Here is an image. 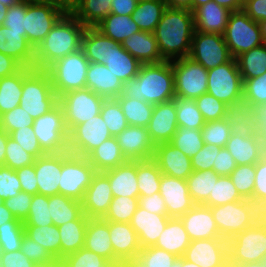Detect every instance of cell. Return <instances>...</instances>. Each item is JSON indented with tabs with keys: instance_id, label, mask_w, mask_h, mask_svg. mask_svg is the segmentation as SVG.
Wrapping results in <instances>:
<instances>
[{
	"instance_id": "cell-26",
	"label": "cell",
	"mask_w": 266,
	"mask_h": 267,
	"mask_svg": "<svg viewBox=\"0 0 266 267\" xmlns=\"http://www.w3.org/2000/svg\"><path fill=\"white\" fill-rule=\"evenodd\" d=\"M0 52L13 57L23 67L34 68L35 49L28 42L26 32L0 26Z\"/></svg>"
},
{
	"instance_id": "cell-21",
	"label": "cell",
	"mask_w": 266,
	"mask_h": 267,
	"mask_svg": "<svg viewBox=\"0 0 266 267\" xmlns=\"http://www.w3.org/2000/svg\"><path fill=\"white\" fill-rule=\"evenodd\" d=\"M146 128L154 145L170 142L178 128L175 100L155 104Z\"/></svg>"
},
{
	"instance_id": "cell-3",
	"label": "cell",
	"mask_w": 266,
	"mask_h": 267,
	"mask_svg": "<svg viewBox=\"0 0 266 267\" xmlns=\"http://www.w3.org/2000/svg\"><path fill=\"white\" fill-rule=\"evenodd\" d=\"M86 27L66 12L35 49L34 68L46 70L55 61L81 49Z\"/></svg>"
},
{
	"instance_id": "cell-76",
	"label": "cell",
	"mask_w": 266,
	"mask_h": 267,
	"mask_svg": "<svg viewBox=\"0 0 266 267\" xmlns=\"http://www.w3.org/2000/svg\"><path fill=\"white\" fill-rule=\"evenodd\" d=\"M253 21L266 19V0H244L242 9Z\"/></svg>"
},
{
	"instance_id": "cell-30",
	"label": "cell",
	"mask_w": 266,
	"mask_h": 267,
	"mask_svg": "<svg viewBox=\"0 0 266 267\" xmlns=\"http://www.w3.org/2000/svg\"><path fill=\"white\" fill-rule=\"evenodd\" d=\"M102 173L109 180L113 197L139 198L137 161H127Z\"/></svg>"
},
{
	"instance_id": "cell-53",
	"label": "cell",
	"mask_w": 266,
	"mask_h": 267,
	"mask_svg": "<svg viewBox=\"0 0 266 267\" xmlns=\"http://www.w3.org/2000/svg\"><path fill=\"white\" fill-rule=\"evenodd\" d=\"M240 200H243V198L238 193L230 177L220 176L203 205L215 207Z\"/></svg>"
},
{
	"instance_id": "cell-48",
	"label": "cell",
	"mask_w": 266,
	"mask_h": 267,
	"mask_svg": "<svg viewBox=\"0 0 266 267\" xmlns=\"http://www.w3.org/2000/svg\"><path fill=\"white\" fill-rule=\"evenodd\" d=\"M220 176L214 170L193 171L187 177L189 194L195 204H203Z\"/></svg>"
},
{
	"instance_id": "cell-37",
	"label": "cell",
	"mask_w": 266,
	"mask_h": 267,
	"mask_svg": "<svg viewBox=\"0 0 266 267\" xmlns=\"http://www.w3.org/2000/svg\"><path fill=\"white\" fill-rule=\"evenodd\" d=\"M88 217L83 213L77 220L59 226L60 260L84 247Z\"/></svg>"
},
{
	"instance_id": "cell-41",
	"label": "cell",
	"mask_w": 266,
	"mask_h": 267,
	"mask_svg": "<svg viewBox=\"0 0 266 267\" xmlns=\"http://www.w3.org/2000/svg\"><path fill=\"white\" fill-rule=\"evenodd\" d=\"M225 147L237 165L255 164L259 161L258 153L260 145L256 134L248 138L231 134Z\"/></svg>"
},
{
	"instance_id": "cell-22",
	"label": "cell",
	"mask_w": 266,
	"mask_h": 267,
	"mask_svg": "<svg viewBox=\"0 0 266 267\" xmlns=\"http://www.w3.org/2000/svg\"><path fill=\"white\" fill-rule=\"evenodd\" d=\"M190 240L223 238L219 234L211 208L195 204L184 215L179 217Z\"/></svg>"
},
{
	"instance_id": "cell-7",
	"label": "cell",
	"mask_w": 266,
	"mask_h": 267,
	"mask_svg": "<svg viewBox=\"0 0 266 267\" xmlns=\"http://www.w3.org/2000/svg\"><path fill=\"white\" fill-rule=\"evenodd\" d=\"M32 128L46 154L69 151V130L59 103L44 115L34 119Z\"/></svg>"
},
{
	"instance_id": "cell-38",
	"label": "cell",
	"mask_w": 266,
	"mask_h": 267,
	"mask_svg": "<svg viewBox=\"0 0 266 267\" xmlns=\"http://www.w3.org/2000/svg\"><path fill=\"white\" fill-rule=\"evenodd\" d=\"M81 48L90 62L105 65L110 55V37L105 36L96 27H86Z\"/></svg>"
},
{
	"instance_id": "cell-58",
	"label": "cell",
	"mask_w": 266,
	"mask_h": 267,
	"mask_svg": "<svg viewBox=\"0 0 266 267\" xmlns=\"http://www.w3.org/2000/svg\"><path fill=\"white\" fill-rule=\"evenodd\" d=\"M201 135L205 144L222 148L231 136L230 126L223 119L209 121L201 128Z\"/></svg>"
},
{
	"instance_id": "cell-55",
	"label": "cell",
	"mask_w": 266,
	"mask_h": 267,
	"mask_svg": "<svg viewBox=\"0 0 266 267\" xmlns=\"http://www.w3.org/2000/svg\"><path fill=\"white\" fill-rule=\"evenodd\" d=\"M138 207V198L117 196L112 198L108 212L103 217L106 221L130 223Z\"/></svg>"
},
{
	"instance_id": "cell-10",
	"label": "cell",
	"mask_w": 266,
	"mask_h": 267,
	"mask_svg": "<svg viewBox=\"0 0 266 267\" xmlns=\"http://www.w3.org/2000/svg\"><path fill=\"white\" fill-rule=\"evenodd\" d=\"M207 93L226 105L243 102V80L236 59L208 70Z\"/></svg>"
},
{
	"instance_id": "cell-74",
	"label": "cell",
	"mask_w": 266,
	"mask_h": 267,
	"mask_svg": "<svg viewBox=\"0 0 266 267\" xmlns=\"http://www.w3.org/2000/svg\"><path fill=\"white\" fill-rule=\"evenodd\" d=\"M138 205L151 213L168 215L165 201L159 192L150 196H139Z\"/></svg>"
},
{
	"instance_id": "cell-54",
	"label": "cell",
	"mask_w": 266,
	"mask_h": 267,
	"mask_svg": "<svg viewBox=\"0 0 266 267\" xmlns=\"http://www.w3.org/2000/svg\"><path fill=\"white\" fill-rule=\"evenodd\" d=\"M100 114L113 137H116L129 126L116 98L105 99L101 106Z\"/></svg>"
},
{
	"instance_id": "cell-4",
	"label": "cell",
	"mask_w": 266,
	"mask_h": 267,
	"mask_svg": "<svg viewBox=\"0 0 266 267\" xmlns=\"http://www.w3.org/2000/svg\"><path fill=\"white\" fill-rule=\"evenodd\" d=\"M59 103L46 70L23 67V87L20 107L37 119Z\"/></svg>"
},
{
	"instance_id": "cell-35",
	"label": "cell",
	"mask_w": 266,
	"mask_h": 267,
	"mask_svg": "<svg viewBox=\"0 0 266 267\" xmlns=\"http://www.w3.org/2000/svg\"><path fill=\"white\" fill-rule=\"evenodd\" d=\"M86 158L97 172H105L127 162L113 136L93 149Z\"/></svg>"
},
{
	"instance_id": "cell-63",
	"label": "cell",
	"mask_w": 266,
	"mask_h": 267,
	"mask_svg": "<svg viewBox=\"0 0 266 267\" xmlns=\"http://www.w3.org/2000/svg\"><path fill=\"white\" fill-rule=\"evenodd\" d=\"M195 102L206 122L221 120L226 114L227 105L209 93L196 98Z\"/></svg>"
},
{
	"instance_id": "cell-15",
	"label": "cell",
	"mask_w": 266,
	"mask_h": 267,
	"mask_svg": "<svg viewBox=\"0 0 266 267\" xmlns=\"http://www.w3.org/2000/svg\"><path fill=\"white\" fill-rule=\"evenodd\" d=\"M189 57L206 70L229 62L231 56L224 36L194 31Z\"/></svg>"
},
{
	"instance_id": "cell-62",
	"label": "cell",
	"mask_w": 266,
	"mask_h": 267,
	"mask_svg": "<svg viewBox=\"0 0 266 267\" xmlns=\"http://www.w3.org/2000/svg\"><path fill=\"white\" fill-rule=\"evenodd\" d=\"M108 260L85 247L69 254L58 262V267H101Z\"/></svg>"
},
{
	"instance_id": "cell-61",
	"label": "cell",
	"mask_w": 266,
	"mask_h": 267,
	"mask_svg": "<svg viewBox=\"0 0 266 267\" xmlns=\"http://www.w3.org/2000/svg\"><path fill=\"white\" fill-rule=\"evenodd\" d=\"M243 102L252 108L266 104V72L243 81Z\"/></svg>"
},
{
	"instance_id": "cell-70",
	"label": "cell",
	"mask_w": 266,
	"mask_h": 267,
	"mask_svg": "<svg viewBox=\"0 0 266 267\" xmlns=\"http://www.w3.org/2000/svg\"><path fill=\"white\" fill-rule=\"evenodd\" d=\"M237 164L226 147L215 146V160L212 170L219 176H229Z\"/></svg>"
},
{
	"instance_id": "cell-78",
	"label": "cell",
	"mask_w": 266,
	"mask_h": 267,
	"mask_svg": "<svg viewBox=\"0 0 266 267\" xmlns=\"http://www.w3.org/2000/svg\"><path fill=\"white\" fill-rule=\"evenodd\" d=\"M23 66L13 57L0 52V78L18 72Z\"/></svg>"
},
{
	"instance_id": "cell-64",
	"label": "cell",
	"mask_w": 266,
	"mask_h": 267,
	"mask_svg": "<svg viewBox=\"0 0 266 267\" xmlns=\"http://www.w3.org/2000/svg\"><path fill=\"white\" fill-rule=\"evenodd\" d=\"M35 159L36 158L32 154L26 152L19 143L8 137L4 166L17 170L24 166L34 164Z\"/></svg>"
},
{
	"instance_id": "cell-60",
	"label": "cell",
	"mask_w": 266,
	"mask_h": 267,
	"mask_svg": "<svg viewBox=\"0 0 266 267\" xmlns=\"http://www.w3.org/2000/svg\"><path fill=\"white\" fill-rule=\"evenodd\" d=\"M21 252L39 267H58V262L38 242L33 241L25 234L21 241Z\"/></svg>"
},
{
	"instance_id": "cell-6",
	"label": "cell",
	"mask_w": 266,
	"mask_h": 267,
	"mask_svg": "<svg viewBox=\"0 0 266 267\" xmlns=\"http://www.w3.org/2000/svg\"><path fill=\"white\" fill-rule=\"evenodd\" d=\"M96 172L86 157L62 152L59 194L81 202Z\"/></svg>"
},
{
	"instance_id": "cell-11",
	"label": "cell",
	"mask_w": 266,
	"mask_h": 267,
	"mask_svg": "<svg viewBox=\"0 0 266 267\" xmlns=\"http://www.w3.org/2000/svg\"><path fill=\"white\" fill-rule=\"evenodd\" d=\"M105 98L94 93L88 88L70 91L59 96L65 123L69 132L101 112Z\"/></svg>"
},
{
	"instance_id": "cell-34",
	"label": "cell",
	"mask_w": 266,
	"mask_h": 267,
	"mask_svg": "<svg viewBox=\"0 0 266 267\" xmlns=\"http://www.w3.org/2000/svg\"><path fill=\"white\" fill-rule=\"evenodd\" d=\"M191 240L180 218L171 217L160 234L155 247L182 257Z\"/></svg>"
},
{
	"instance_id": "cell-27",
	"label": "cell",
	"mask_w": 266,
	"mask_h": 267,
	"mask_svg": "<svg viewBox=\"0 0 266 267\" xmlns=\"http://www.w3.org/2000/svg\"><path fill=\"white\" fill-rule=\"evenodd\" d=\"M108 225L115 257L128 263L142 249L137 233L130 223L108 221Z\"/></svg>"
},
{
	"instance_id": "cell-8",
	"label": "cell",
	"mask_w": 266,
	"mask_h": 267,
	"mask_svg": "<svg viewBox=\"0 0 266 267\" xmlns=\"http://www.w3.org/2000/svg\"><path fill=\"white\" fill-rule=\"evenodd\" d=\"M223 36L234 59L264 43L259 23L253 21L243 10L230 14Z\"/></svg>"
},
{
	"instance_id": "cell-29",
	"label": "cell",
	"mask_w": 266,
	"mask_h": 267,
	"mask_svg": "<svg viewBox=\"0 0 266 267\" xmlns=\"http://www.w3.org/2000/svg\"><path fill=\"white\" fill-rule=\"evenodd\" d=\"M122 81L104 64L90 62L86 74V88L105 99L116 98L122 92Z\"/></svg>"
},
{
	"instance_id": "cell-5",
	"label": "cell",
	"mask_w": 266,
	"mask_h": 267,
	"mask_svg": "<svg viewBox=\"0 0 266 267\" xmlns=\"http://www.w3.org/2000/svg\"><path fill=\"white\" fill-rule=\"evenodd\" d=\"M89 63L81 48L55 61L46 69L58 97L70 91L86 88Z\"/></svg>"
},
{
	"instance_id": "cell-59",
	"label": "cell",
	"mask_w": 266,
	"mask_h": 267,
	"mask_svg": "<svg viewBox=\"0 0 266 267\" xmlns=\"http://www.w3.org/2000/svg\"><path fill=\"white\" fill-rule=\"evenodd\" d=\"M24 234V225L21 221H8L1 225L0 245L2 252L20 250Z\"/></svg>"
},
{
	"instance_id": "cell-17",
	"label": "cell",
	"mask_w": 266,
	"mask_h": 267,
	"mask_svg": "<svg viewBox=\"0 0 266 267\" xmlns=\"http://www.w3.org/2000/svg\"><path fill=\"white\" fill-rule=\"evenodd\" d=\"M182 257L200 267H229L228 242L224 238L193 240Z\"/></svg>"
},
{
	"instance_id": "cell-23",
	"label": "cell",
	"mask_w": 266,
	"mask_h": 267,
	"mask_svg": "<svg viewBox=\"0 0 266 267\" xmlns=\"http://www.w3.org/2000/svg\"><path fill=\"white\" fill-rule=\"evenodd\" d=\"M152 159L157 163L162 174L187 180L193 172L191 158L169 142L155 145Z\"/></svg>"
},
{
	"instance_id": "cell-46",
	"label": "cell",
	"mask_w": 266,
	"mask_h": 267,
	"mask_svg": "<svg viewBox=\"0 0 266 267\" xmlns=\"http://www.w3.org/2000/svg\"><path fill=\"white\" fill-rule=\"evenodd\" d=\"M24 232L27 237L42 245L57 262L60 261L61 241L57 226L24 225Z\"/></svg>"
},
{
	"instance_id": "cell-18",
	"label": "cell",
	"mask_w": 266,
	"mask_h": 267,
	"mask_svg": "<svg viewBox=\"0 0 266 267\" xmlns=\"http://www.w3.org/2000/svg\"><path fill=\"white\" fill-rule=\"evenodd\" d=\"M116 139L127 161L149 160L154 156L155 145L146 127L129 125Z\"/></svg>"
},
{
	"instance_id": "cell-32",
	"label": "cell",
	"mask_w": 266,
	"mask_h": 267,
	"mask_svg": "<svg viewBox=\"0 0 266 267\" xmlns=\"http://www.w3.org/2000/svg\"><path fill=\"white\" fill-rule=\"evenodd\" d=\"M84 247L108 261L118 260L110 241L108 221L103 218L88 219Z\"/></svg>"
},
{
	"instance_id": "cell-50",
	"label": "cell",
	"mask_w": 266,
	"mask_h": 267,
	"mask_svg": "<svg viewBox=\"0 0 266 267\" xmlns=\"http://www.w3.org/2000/svg\"><path fill=\"white\" fill-rule=\"evenodd\" d=\"M178 257L155 246L142 248L127 267H171Z\"/></svg>"
},
{
	"instance_id": "cell-52",
	"label": "cell",
	"mask_w": 266,
	"mask_h": 267,
	"mask_svg": "<svg viewBox=\"0 0 266 267\" xmlns=\"http://www.w3.org/2000/svg\"><path fill=\"white\" fill-rule=\"evenodd\" d=\"M169 143L189 158L193 157L204 145L201 129H190L182 126H178Z\"/></svg>"
},
{
	"instance_id": "cell-33",
	"label": "cell",
	"mask_w": 266,
	"mask_h": 267,
	"mask_svg": "<svg viewBox=\"0 0 266 267\" xmlns=\"http://www.w3.org/2000/svg\"><path fill=\"white\" fill-rule=\"evenodd\" d=\"M105 65L125 83L136 77L142 64L126 51L121 43L110 38V55Z\"/></svg>"
},
{
	"instance_id": "cell-16",
	"label": "cell",
	"mask_w": 266,
	"mask_h": 267,
	"mask_svg": "<svg viewBox=\"0 0 266 267\" xmlns=\"http://www.w3.org/2000/svg\"><path fill=\"white\" fill-rule=\"evenodd\" d=\"M111 137L105 121L99 114L76 125L69 132L68 149L72 154L86 157L93 149Z\"/></svg>"
},
{
	"instance_id": "cell-77",
	"label": "cell",
	"mask_w": 266,
	"mask_h": 267,
	"mask_svg": "<svg viewBox=\"0 0 266 267\" xmlns=\"http://www.w3.org/2000/svg\"><path fill=\"white\" fill-rule=\"evenodd\" d=\"M257 138H266V104L253 107Z\"/></svg>"
},
{
	"instance_id": "cell-44",
	"label": "cell",
	"mask_w": 266,
	"mask_h": 267,
	"mask_svg": "<svg viewBox=\"0 0 266 267\" xmlns=\"http://www.w3.org/2000/svg\"><path fill=\"white\" fill-rule=\"evenodd\" d=\"M235 59L243 81L259 77L266 72V43L242 53Z\"/></svg>"
},
{
	"instance_id": "cell-12",
	"label": "cell",
	"mask_w": 266,
	"mask_h": 267,
	"mask_svg": "<svg viewBox=\"0 0 266 267\" xmlns=\"http://www.w3.org/2000/svg\"><path fill=\"white\" fill-rule=\"evenodd\" d=\"M227 242L229 263L263 262L266 258V226L255 223Z\"/></svg>"
},
{
	"instance_id": "cell-75",
	"label": "cell",
	"mask_w": 266,
	"mask_h": 267,
	"mask_svg": "<svg viewBox=\"0 0 266 267\" xmlns=\"http://www.w3.org/2000/svg\"><path fill=\"white\" fill-rule=\"evenodd\" d=\"M255 185L252 200L266 199V161L255 163Z\"/></svg>"
},
{
	"instance_id": "cell-80",
	"label": "cell",
	"mask_w": 266,
	"mask_h": 267,
	"mask_svg": "<svg viewBox=\"0 0 266 267\" xmlns=\"http://www.w3.org/2000/svg\"><path fill=\"white\" fill-rule=\"evenodd\" d=\"M256 224L266 226V199L252 200Z\"/></svg>"
},
{
	"instance_id": "cell-42",
	"label": "cell",
	"mask_w": 266,
	"mask_h": 267,
	"mask_svg": "<svg viewBox=\"0 0 266 267\" xmlns=\"http://www.w3.org/2000/svg\"><path fill=\"white\" fill-rule=\"evenodd\" d=\"M48 208L53 225L57 227L69 221L77 220L83 214L80 201L71 199L62 194L49 196Z\"/></svg>"
},
{
	"instance_id": "cell-40",
	"label": "cell",
	"mask_w": 266,
	"mask_h": 267,
	"mask_svg": "<svg viewBox=\"0 0 266 267\" xmlns=\"http://www.w3.org/2000/svg\"><path fill=\"white\" fill-rule=\"evenodd\" d=\"M112 0H79L71 13L85 27H96L110 12Z\"/></svg>"
},
{
	"instance_id": "cell-69",
	"label": "cell",
	"mask_w": 266,
	"mask_h": 267,
	"mask_svg": "<svg viewBox=\"0 0 266 267\" xmlns=\"http://www.w3.org/2000/svg\"><path fill=\"white\" fill-rule=\"evenodd\" d=\"M26 0L8 8L3 25L15 31L26 32L24 29Z\"/></svg>"
},
{
	"instance_id": "cell-13",
	"label": "cell",
	"mask_w": 266,
	"mask_h": 267,
	"mask_svg": "<svg viewBox=\"0 0 266 267\" xmlns=\"http://www.w3.org/2000/svg\"><path fill=\"white\" fill-rule=\"evenodd\" d=\"M210 208L220 236L227 241L256 223L251 200L243 199Z\"/></svg>"
},
{
	"instance_id": "cell-66",
	"label": "cell",
	"mask_w": 266,
	"mask_h": 267,
	"mask_svg": "<svg viewBox=\"0 0 266 267\" xmlns=\"http://www.w3.org/2000/svg\"><path fill=\"white\" fill-rule=\"evenodd\" d=\"M9 137L15 140L28 153L32 154L36 159L46 154L36 137L32 126L17 129L9 134Z\"/></svg>"
},
{
	"instance_id": "cell-39",
	"label": "cell",
	"mask_w": 266,
	"mask_h": 267,
	"mask_svg": "<svg viewBox=\"0 0 266 267\" xmlns=\"http://www.w3.org/2000/svg\"><path fill=\"white\" fill-rule=\"evenodd\" d=\"M105 36L122 43L129 36L141 31L131 15L109 13L97 26Z\"/></svg>"
},
{
	"instance_id": "cell-25",
	"label": "cell",
	"mask_w": 266,
	"mask_h": 267,
	"mask_svg": "<svg viewBox=\"0 0 266 267\" xmlns=\"http://www.w3.org/2000/svg\"><path fill=\"white\" fill-rule=\"evenodd\" d=\"M170 218L168 215L151 213L138 205L130 224L138 235L141 248L155 246Z\"/></svg>"
},
{
	"instance_id": "cell-36",
	"label": "cell",
	"mask_w": 266,
	"mask_h": 267,
	"mask_svg": "<svg viewBox=\"0 0 266 267\" xmlns=\"http://www.w3.org/2000/svg\"><path fill=\"white\" fill-rule=\"evenodd\" d=\"M223 120L230 126L231 134L240 135L242 138L253 137L256 134L253 109L245 102L227 105Z\"/></svg>"
},
{
	"instance_id": "cell-2",
	"label": "cell",
	"mask_w": 266,
	"mask_h": 267,
	"mask_svg": "<svg viewBox=\"0 0 266 267\" xmlns=\"http://www.w3.org/2000/svg\"><path fill=\"white\" fill-rule=\"evenodd\" d=\"M194 31L191 10L167 7L153 32L162 58L171 61L189 56Z\"/></svg>"
},
{
	"instance_id": "cell-71",
	"label": "cell",
	"mask_w": 266,
	"mask_h": 267,
	"mask_svg": "<svg viewBox=\"0 0 266 267\" xmlns=\"http://www.w3.org/2000/svg\"><path fill=\"white\" fill-rule=\"evenodd\" d=\"M214 160L215 146L204 143L203 147L191 157L193 171L212 170Z\"/></svg>"
},
{
	"instance_id": "cell-9",
	"label": "cell",
	"mask_w": 266,
	"mask_h": 267,
	"mask_svg": "<svg viewBox=\"0 0 266 267\" xmlns=\"http://www.w3.org/2000/svg\"><path fill=\"white\" fill-rule=\"evenodd\" d=\"M65 13L66 11L62 7L50 1L26 0L24 29L26 38L34 49Z\"/></svg>"
},
{
	"instance_id": "cell-1",
	"label": "cell",
	"mask_w": 266,
	"mask_h": 267,
	"mask_svg": "<svg viewBox=\"0 0 266 267\" xmlns=\"http://www.w3.org/2000/svg\"><path fill=\"white\" fill-rule=\"evenodd\" d=\"M119 96L135 98L153 105L173 100L176 95L171 61L142 64L136 77L123 83Z\"/></svg>"
},
{
	"instance_id": "cell-57",
	"label": "cell",
	"mask_w": 266,
	"mask_h": 267,
	"mask_svg": "<svg viewBox=\"0 0 266 267\" xmlns=\"http://www.w3.org/2000/svg\"><path fill=\"white\" fill-rule=\"evenodd\" d=\"M49 197L43 194H35L32 197L30 210L23 225L49 226L53 225L48 208Z\"/></svg>"
},
{
	"instance_id": "cell-24",
	"label": "cell",
	"mask_w": 266,
	"mask_h": 267,
	"mask_svg": "<svg viewBox=\"0 0 266 267\" xmlns=\"http://www.w3.org/2000/svg\"><path fill=\"white\" fill-rule=\"evenodd\" d=\"M38 193L45 196L59 194V182L62 171V153H47L34 162Z\"/></svg>"
},
{
	"instance_id": "cell-72",
	"label": "cell",
	"mask_w": 266,
	"mask_h": 267,
	"mask_svg": "<svg viewBox=\"0 0 266 267\" xmlns=\"http://www.w3.org/2000/svg\"><path fill=\"white\" fill-rule=\"evenodd\" d=\"M21 184V189L31 195L38 193V184L34 164L15 170Z\"/></svg>"
},
{
	"instance_id": "cell-47",
	"label": "cell",
	"mask_w": 266,
	"mask_h": 267,
	"mask_svg": "<svg viewBox=\"0 0 266 267\" xmlns=\"http://www.w3.org/2000/svg\"><path fill=\"white\" fill-rule=\"evenodd\" d=\"M129 125L147 127L153 114L154 105L124 96L116 97Z\"/></svg>"
},
{
	"instance_id": "cell-45",
	"label": "cell",
	"mask_w": 266,
	"mask_h": 267,
	"mask_svg": "<svg viewBox=\"0 0 266 267\" xmlns=\"http://www.w3.org/2000/svg\"><path fill=\"white\" fill-rule=\"evenodd\" d=\"M23 87V67L10 76L0 78V116L20 104Z\"/></svg>"
},
{
	"instance_id": "cell-65",
	"label": "cell",
	"mask_w": 266,
	"mask_h": 267,
	"mask_svg": "<svg viewBox=\"0 0 266 267\" xmlns=\"http://www.w3.org/2000/svg\"><path fill=\"white\" fill-rule=\"evenodd\" d=\"M32 117L20 105L0 116V127L8 134L17 129L33 126Z\"/></svg>"
},
{
	"instance_id": "cell-49",
	"label": "cell",
	"mask_w": 266,
	"mask_h": 267,
	"mask_svg": "<svg viewBox=\"0 0 266 267\" xmlns=\"http://www.w3.org/2000/svg\"><path fill=\"white\" fill-rule=\"evenodd\" d=\"M162 172L153 159L137 161L139 196H150L159 192Z\"/></svg>"
},
{
	"instance_id": "cell-73",
	"label": "cell",
	"mask_w": 266,
	"mask_h": 267,
	"mask_svg": "<svg viewBox=\"0 0 266 267\" xmlns=\"http://www.w3.org/2000/svg\"><path fill=\"white\" fill-rule=\"evenodd\" d=\"M0 267H39L27 258L21 250L2 252Z\"/></svg>"
},
{
	"instance_id": "cell-28",
	"label": "cell",
	"mask_w": 266,
	"mask_h": 267,
	"mask_svg": "<svg viewBox=\"0 0 266 267\" xmlns=\"http://www.w3.org/2000/svg\"><path fill=\"white\" fill-rule=\"evenodd\" d=\"M231 13L213 0L209 1L193 11L195 31L223 35Z\"/></svg>"
},
{
	"instance_id": "cell-14",
	"label": "cell",
	"mask_w": 266,
	"mask_h": 267,
	"mask_svg": "<svg viewBox=\"0 0 266 267\" xmlns=\"http://www.w3.org/2000/svg\"><path fill=\"white\" fill-rule=\"evenodd\" d=\"M176 97L193 99L207 93L208 70L189 56L171 60Z\"/></svg>"
},
{
	"instance_id": "cell-19",
	"label": "cell",
	"mask_w": 266,
	"mask_h": 267,
	"mask_svg": "<svg viewBox=\"0 0 266 267\" xmlns=\"http://www.w3.org/2000/svg\"><path fill=\"white\" fill-rule=\"evenodd\" d=\"M159 193L165 201L169 217L179 218L195 205L184 179L162 174Z\"/></svg>"
},
{
	"instance_id": "cell-51",
	"label": "cell",
	"mask_w": 266,
	"mask_h": 267,
	"mask_svg": "<svg viewBox=\"0 0 266 267\" xmlns=\"http://www.w3.org/2000/svg\"><path fill=\"white\" fill-rule=\"evenodd\" d=\"M174 100L178 126L190 129H201L204 126L206 121L195 100L181 97H175Z\"/></svg>"
},
{
	"instance_id": "cell-56",
	"label": "cell",
	"mask_w": 266,
	"mask_h": 267,
	"mask_svg": "<svg viewBox=\"0 0 266 267\" xmlns=\"http://www.w3.org/2000/svg\"><path fill=\"white\" fill-rule=\"evenodd\" d=\"M255 164L237 165L229 175L243 199L251 200L255 185Z\"/></svg>"
},
{
	"instance_id": "cell-20",
	"label": "cell",
	"mask_w": 266,
	"mask_h": 267,
	"mask_svg": "<svg viewBox=\"0 0 266 267\" xmlns=\"http://www.w3.org/2000/svg\"><path fill=\"white\" fill-rule=\"evenodd\" d=\"M113 194L108 178L96 172L81 201L83 213L88 218H103L108 212Z\"/></svg>"
},
{
	"instance_id": "cell-67",
	"label": "cell",
	"mask_w": 266,
	"mask_h": 267,
	"mask_svg": "<svg viewBox=\"0 0 266 267\" xmlns=\"http://www.w3.org/2000/svg\"><path fill=\"white\" fill-rule=\"evenodd\" d=\"M21 184L15 170L0 167V197L5 201L21 192Z\"/></svg>"
},
{
	"instance_id": "cell-31",
	"label": "cell",
	"mask_w": 266,
	"mask_h": 267,
	"mask_svg": "<svg viewBox=\"0 0 266 267\" xmlns=\"http://www.w3.org/2000/svg\"><path fill=\"white\" fill-rule=\"evenodd\" d=\"M121 44L141 64L164 61L160 54L158 42L152 32L139 31L129 36Z\"/></svg>"
},
{
	"instance_id": "cell-68",
	"label": "cell",
	"mask_w": 266,
	"mask_h": 267,
	"mask_svg": "<svg viewBox=\"0 0 266 267\" xmlns=\"http://www.w3.org/2000/svg\"><path fill=\"white\" fill-rule=\"evenodd\" d=\"M33 195L26 192H19L16 196L4 201L5 206L12 212L16 219L24 222L30 210Z\"/></svg>"
},
{
	"instance_id": "cell-43",
	"label": "cell",
	"mask_w": 266,
	"mask_h": 267,
	"mask_svg": "<svg viewBox=\"0 0 266 267\" xmlns=\"http://www.w3.org/2000/svg\"><path fill=\"white\" fill-rule=\"evenodd\" d=\"M166 8L164 0H145L137 4L131 18L141 31L153 33Z\"/></svg>"
},
{
	"instance_id": "cell-79",
	"label": "cell",
	"mask_w": 266,
	"mask_h": 267,
	"mask_svg": "<svg viewBox=\"0 0 266 267\" xmlns=\"http://www.w3.org/2000/svg\"><path fill=\"white\" fill-rule=\"evenodd\" d=\"M136 7L137 3L134 0H112L110 13L116 15H131Z\"/></svg>"
}]
</instances>
